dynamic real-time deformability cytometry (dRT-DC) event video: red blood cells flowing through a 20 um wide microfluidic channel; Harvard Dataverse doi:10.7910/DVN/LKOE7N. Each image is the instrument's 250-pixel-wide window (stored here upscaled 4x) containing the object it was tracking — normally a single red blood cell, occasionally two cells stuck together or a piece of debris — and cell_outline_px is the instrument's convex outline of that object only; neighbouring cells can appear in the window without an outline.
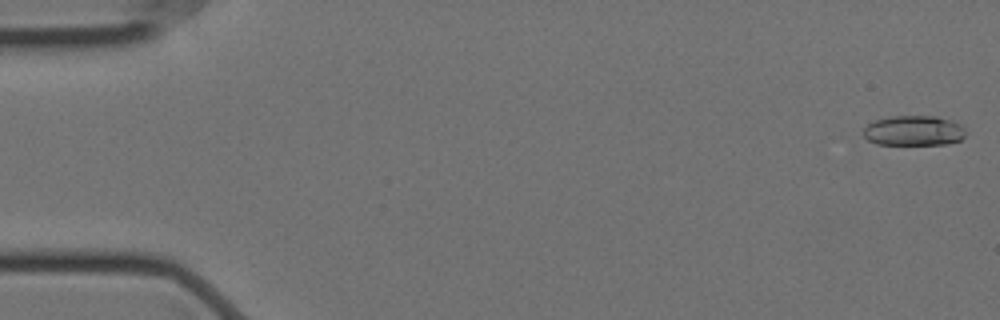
{"species": "Egyptian fruit bat (a non-hibernating species)", "species_latin": "Rousettus aegyptiacus", "temperature_condition": "cold", "stored_images_in_passage": 57, "camera_frame_rate_fps": 3000, "um_per_image_px": 0.085, "animal": {"sex": "female"}, "frame": {"image": 1, "passage_image": 1, "time_ms": 0.0, "image_size_px": [1000, 320], "cell_outline_px": [[964, 136], [960, 140], [948, 144], [876, 144], [868, 140], [864, 136], [864, 128], [868, 124], [876, 120], [892, 116], [936, 116], [960, 124], [964, 128]], "centroid_in_image_um": [77.66, 11.11], "position_along_channel_um": 7.3, "area_um2": 17.74}}
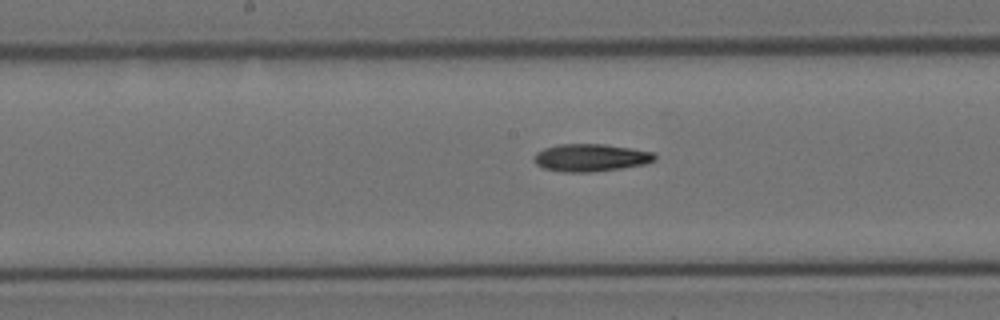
{"frame": {"image": 2, "passage_image": 29, "time_ms": 9.333, "image_size_px": [1000, 320], "cell_outline_px": [[656, 160], [644, 164], [620, 168], [588, 172], [564, 172], [544, 168], [536, 164], [532, 160], [536, 152], [544, 148], [560, 144], [604, 144], [632, 148], [656, 152]], "centroid_in_image_um": [50.21, 13.39], "position_along_channel_um": 198.0, "area_um2": 19.42}}
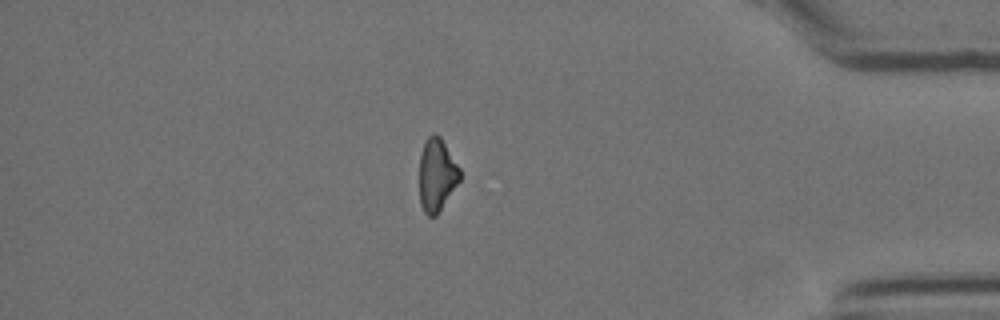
{"frame": {"image": 3, "passage_image": 49, "time_ms": 16.0, "image_size_px": [1000, 320], "cell_outline_px": [[460, 180], [436, 216], [428, 216], [424, 212], [420, 204], [420, 156], [424, 144], [428, 136], [440, 136], [460, 168]], "centroid_in_image_um": [37.13, 14.9], "position_along_channel_um": 398.1, "area_um2": 16.88}}